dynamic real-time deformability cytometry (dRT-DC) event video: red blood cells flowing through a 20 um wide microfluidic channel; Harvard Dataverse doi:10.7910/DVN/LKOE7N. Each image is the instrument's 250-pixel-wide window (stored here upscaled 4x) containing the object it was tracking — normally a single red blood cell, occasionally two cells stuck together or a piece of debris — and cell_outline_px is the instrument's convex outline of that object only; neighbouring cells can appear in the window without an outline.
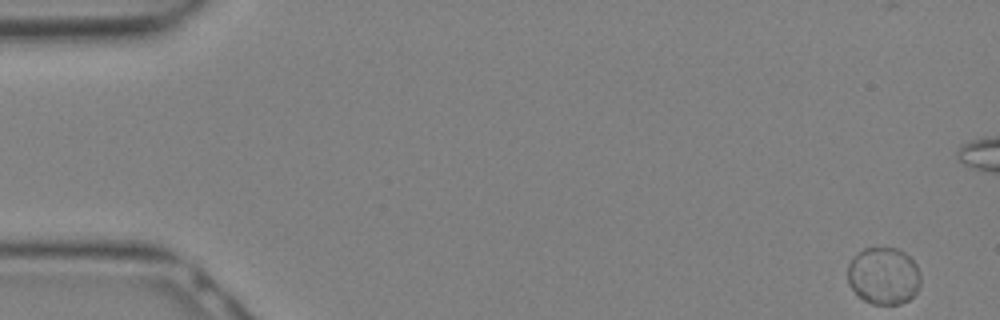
{"species": "Egyptian fruit bat (a non-hibernating species)", "species_latin": "Rousettus aegyptiacus", "temperature_condition": "warm", "stored_images_in_passage": 13, "camera_frame_rate_fps": 3000, "um_per_image_px": 0.085, "animal": {"sex": "female"}, "frame": {"image": 1, "passage_image": 1, "time_ms": 0.0, "image_size_px": [1000, 320], "cell_outline_px": [[920, 288], [908, 300], [900, 304], [872, 304], [864, 300], [848, 284], [848, 264], [864, 248], [896, 248], [904, 252], [916, 264], [920, 272]], "centroid_in_image_um": [75.13, 23.46], "position_along_channel_um": 9.9, "area_um2": 24.16}}
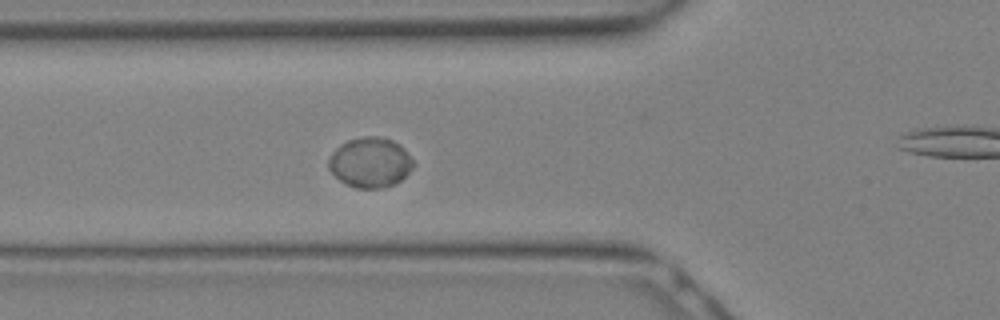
{"frame": {"image": 2, "passage_image": 11, "time_ms": 3.333, "image_size_px": [1000, 320], "cell_outline_px": [[412, 168], [400, 180], [392, 184], [380, 188], [356, 188], [344, 184], [328, 168], [328, 160], [332, 152], [340, 144], [348, 140], [364, 136], [380, 136], [392, 140], [400, 144], [404, 148], [412, 160]], "centroid_in_image_um": [31.43, 13.79], "position_along_channel_um": 94.4, "area_um2": 24.57}}
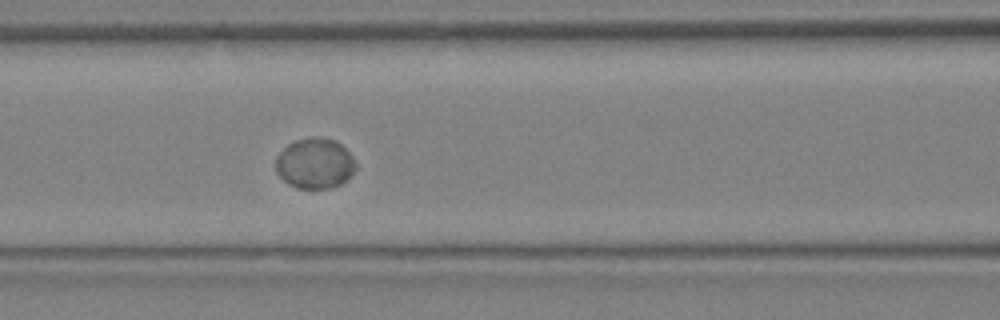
{"frame": {"image": 3, "passage_image": 13, "time_ms": 4.0, "image_size_px": [1000, 320], "cell_outline_px": [[356, 168], [340, 184], [332, 188], [296, 188], [288, 184], [276, 172], [276, 156], [288, 144], [296, 140], [312, 136], [336, 140], [352, 156], [356, 164]], "centroid_in_image_um": [26.74, 13.88], "position_along_channel_um": 139.9, "area_um2": 23.35}}